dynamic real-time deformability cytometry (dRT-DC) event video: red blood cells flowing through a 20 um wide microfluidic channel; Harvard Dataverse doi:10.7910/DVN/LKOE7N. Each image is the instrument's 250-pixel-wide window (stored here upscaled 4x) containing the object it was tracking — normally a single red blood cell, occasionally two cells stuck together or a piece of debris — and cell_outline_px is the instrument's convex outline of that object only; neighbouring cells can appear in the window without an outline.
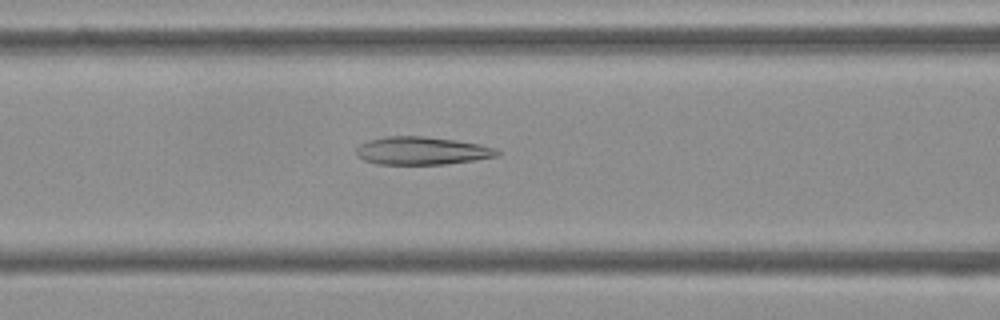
{"species": "Egyptian fruit bat (a non-hibernating species)", "species_latin": "Rousettus aegyptiacus", "temperature_condition": "cold", "stored_images_in_passage": 52, "camera_frame_rate_fps": 3000, "um_per_image_px": 0.085, "frame": {"image": 1, "passage_image": 21, "time_ms": 6.667, "image_size_px": [1000, 320], "cell_outline_px": [[500, 152], [496, 156], [472, 160], [444, 164], [376, 164], [364, 160], [356, 152], [356, 148], [360, 144], [368, 140], [384, 136], [424, 136], [456, 140], [480, 144], [496, 148]], "centroid_in_image_um": [35.84, 12.8], "position_along_channel_um": 130.8, "area_um2": 22.83}}
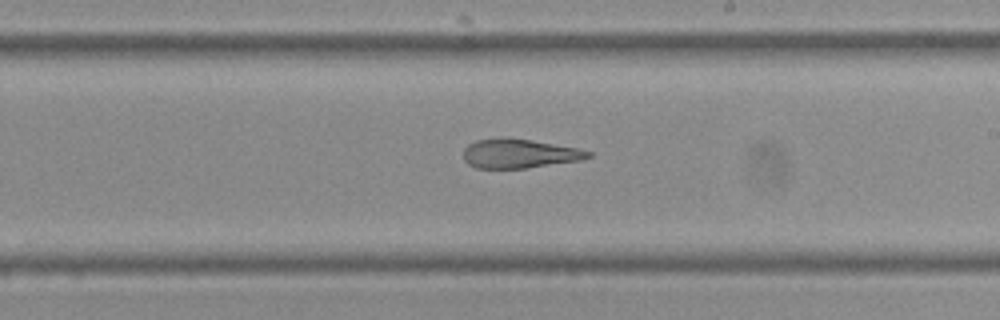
{"frame": {"image": 2, "passage_image": 30, "time_ms": 9.667, "image_size_px": [1000, 320], "cell_outline_px": [[592, 156], [580, 160], [524, 168], [476, 168], [468, 164], [464, 160], [464, 148], [468, 144], [476, 140], [500, 136], [508, 136], [532, 140], [576, 148], [592, 152]], "centroid_in_image_um": [44.08, 13.03], "position_along_channel_um": 244.9, "area_um2": 21.33}}
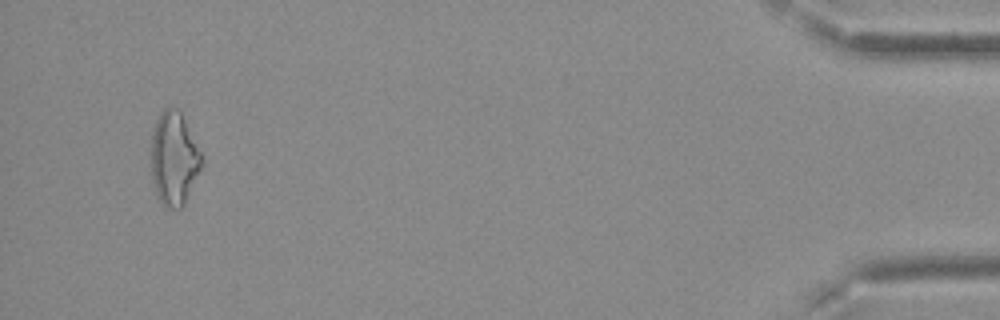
{"frame": {"image": 3, "passage_image": 50, "time_ms": 16.333, "image_size_px": [1000, 320], "cell_outline_px": [[204, 164], [184, 204], [180, 208], [164, 208], [160, 204], [152, 184], [152, 132], [156, 120], [160, 112], [164, 108], [176, 108], [180, 112], [204, 160]], "centroid_in_image_um": [14.78, 13.53], "position_along_channel_um": 420.4, "area_um2": 27.46}, "authors_computed_cell_mechanics": {"area_um2": 24.565, "velocity_mm_per_s": 3.81, "shape_relaxation_time_tau1_ms": null, "shape_relaxation_time_tau2_ms": 3.3674, "deformation_change_tau1": null, "deformation_change_tau2": 0.1349}}